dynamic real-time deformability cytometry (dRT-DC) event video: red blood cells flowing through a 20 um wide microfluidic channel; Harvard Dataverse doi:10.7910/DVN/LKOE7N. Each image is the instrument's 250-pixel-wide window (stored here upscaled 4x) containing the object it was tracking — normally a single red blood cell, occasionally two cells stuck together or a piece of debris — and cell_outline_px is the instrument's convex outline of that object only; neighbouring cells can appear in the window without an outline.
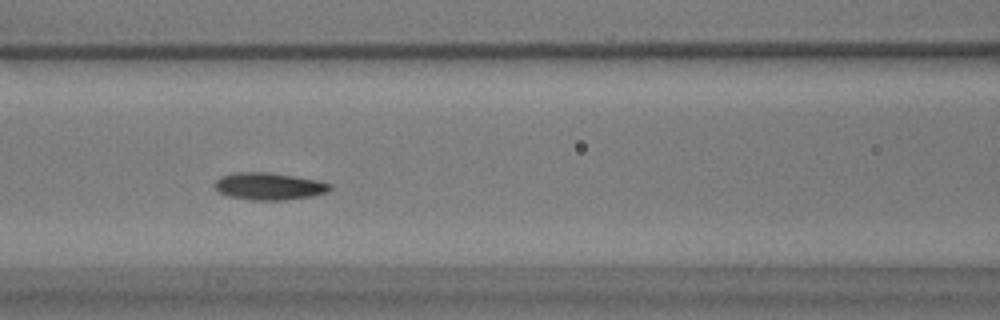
{"species": "common noctule bat (a hibernating species)", "species_latin": "Nyctalus noctula", "temperature_condition": "warm", "stored_images_in_passage": 39, "camera_frame_rate_fps": 3000, "um_per_image_px": 0.085, "animal": {"sex": "male", "body_mass_g": 17.9}, "frame": {"image": 1, "passage_image": 8, "time_ms": 2.333, "image_size_px": [1000, 320], "cell_outline_px": [[332, 188], [328, 192], [312, 196], [284, 200], [252, 200], [228, 196], [220, 192], [212, 184], [220, 176], [236, 172], [272, 172], [296, 176], [316, 180], [332, 184]], "centroid_in_image_um": [22.87, 15.82], "position_along_channel_um": 143.7, "area_um2": 18.44}}
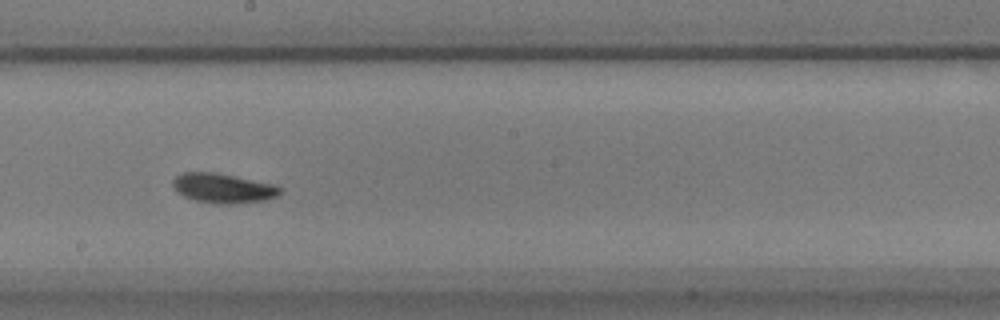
{"frame": {"image": 2, "passage_image": 15, "time_ms": 4.667, "image_size_px": [1000, 320], "cell_outline_px": [[280, 196], [264, 200], [240, 204], [216, 204], [196, 200], [184, 196], [176, 192], [172, 184], [172, 180], [176, 176], [184, 172], [216, 172], [272, 184], [280, 188]], "centroid_in_image_um": [18.94, 16.0], "position_along_channel_um": 229.3, "area_um2": 18.55}}
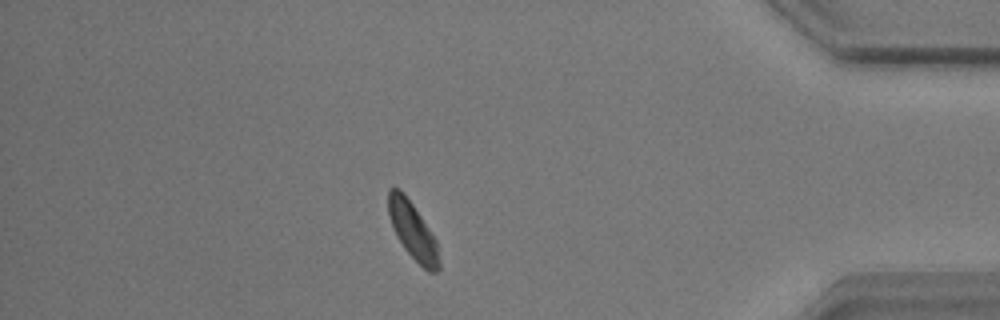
{"frame": {"image": 3, "passage_image": 32, "time_ms": 10.333, "image_size_px": [1000, 320], "cell_outline_px": [[440, 268], [436, 272], [428, 272], [404, 248], [396, 236], [392, 228], [388, 216], [388, 188], [400, 188], [404, 192], [432, 232], [436, 240], [440, 264]], "centroid_in_image_um": [35.07, 19.59], "position_along_channel_um": 400.1, "area_um2": 16.94}, "authors_computed_cell_mechanics": {"area_um2": 17.6868, "velocity_mm_per_s": 3.677, "shape_relaxation_time_tau1_ms": 2.4324, "shape_relaxation_time_tau2_ms": null, "deformation_change_tau1": 0.1131, "deformation_change_tau2": null}}